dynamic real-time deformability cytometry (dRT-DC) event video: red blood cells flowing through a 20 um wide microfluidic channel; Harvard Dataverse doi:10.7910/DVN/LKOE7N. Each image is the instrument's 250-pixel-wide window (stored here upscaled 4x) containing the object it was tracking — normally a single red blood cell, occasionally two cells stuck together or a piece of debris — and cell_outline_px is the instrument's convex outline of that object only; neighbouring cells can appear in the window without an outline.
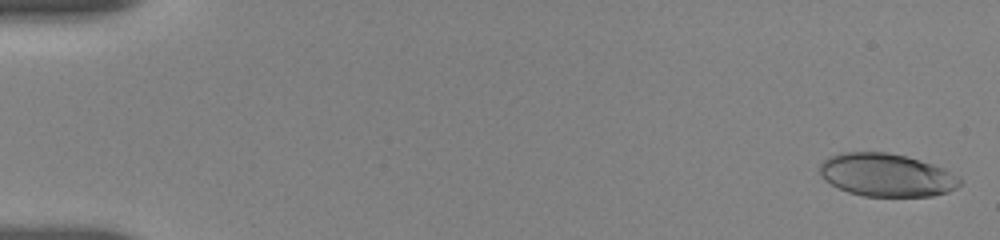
{"species": "human", "species_latin": "Homo sapiens", "temperature_condition": "room temperature", "stored_images_in_passage": 13, "camera_frame_rate_fps": 3000, "um_per_image_px": 0.085, "donor": {"sex": "female"}, "frame": {"image": 1, "passage_image": 2, "time_ms": 0.333, "image_size_px": [1000, 240], "cell_outline_px": [[960, 184], [956, 188], [948, 192], [932, 196], [864, 196], [848, 192], [824, 180], [820, 172], [820, 164], [828, 156], [840, 152], [888, 152], [920, 160], [944, 168], [960, 176]], "centroid_in_image_um": [75.36, 14.87], "position_along_channel_um": 9.6, "area_um2": 35.14}}
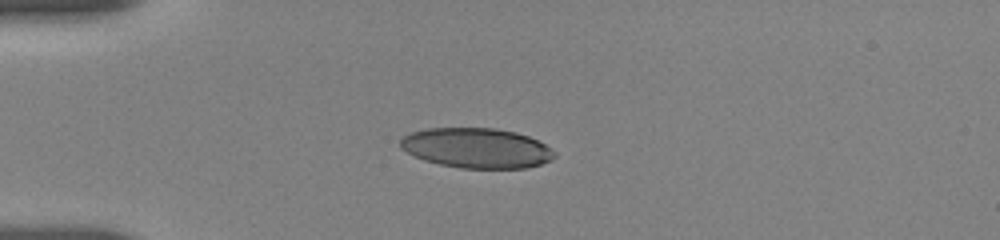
{"frame": {"image": 2, "passage_image": 12, "time_ms": 4.667, "image_size_px": [1000, 240], "cell_outline_px": [[556, 156], [552, 160], [528, 168], [460, 168], [440, 164], [424, 160], [400, 148], [400, 140], [404, 136], [412, 132], [428, 128], [496, 128], [516, 132], [528, 136], [544, 144], [556, 152]], "centroid_in_image_um": [40.53, 12.58], "position_along_channel_um": 44.5, "area_um2": 35.89}}